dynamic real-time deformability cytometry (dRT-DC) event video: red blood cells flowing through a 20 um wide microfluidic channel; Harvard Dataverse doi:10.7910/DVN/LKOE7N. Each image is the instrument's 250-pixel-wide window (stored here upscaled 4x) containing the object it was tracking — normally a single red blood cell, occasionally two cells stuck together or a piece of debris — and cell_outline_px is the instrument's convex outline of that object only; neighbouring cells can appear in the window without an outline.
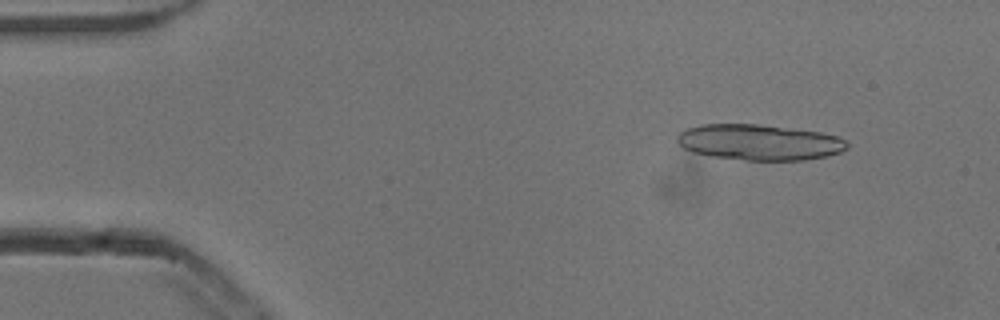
{"species": "common noctule bat (a hibernating species)", "species_latin": "Nyctalus noctula", "temperature_condition": "cold", "stored_images_in_passage": 35, "camera_frame_rate_fps": 3000, "um_per_image_px": 0.085, "animal": {"sex": "male", "body_mass_g": 13.3}, "frame": {"image": 1, "passage_image": 5, "time_ms": 1.333, "image_size_px": [1000, 320], "cell_outline_px": [[848, 148], [840, 152], [824, 156], [804, 160], [744, 160], [712, 156], [692, 152], [684, 148], [676, 140], [676, 136], [680, 132], [688, 128], [700, 124], [756, 124], [820, 132], [836, 136], [844, 140], [848, 144]], "centroid_in_image_um": [64.5, 12.09], "position_along_channel_um": 20.5, "area_um2": 35.2}}
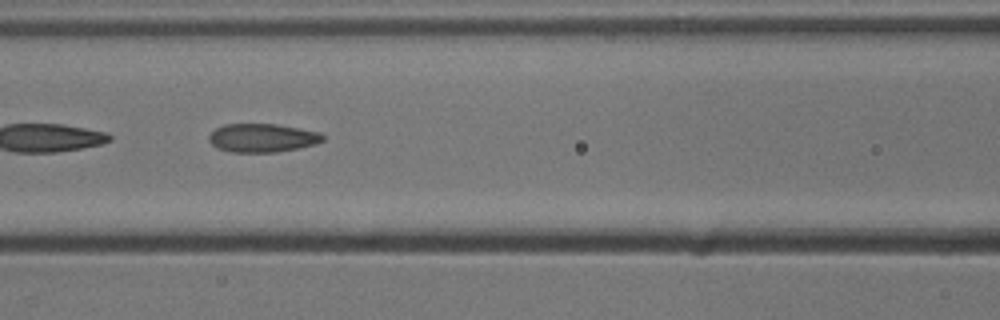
{"frame": {"image": 2, "passage_image": 22, "time_ms": 7.0, "image_size_px": [1000, 320], "cell_outline_px": [[324, 140], [316, 144], [300, 148], [276, 152], [232, 152], [220, 148], [212, 144], [208, 140], [208, 136], [216, 128], [224, 124], [276, 124], [320, 132], [324, 136]], "centroid_in_image_um": [22.32, 11.72], "position_along_channel_um": 144.3, "area_um2": 18.9}}
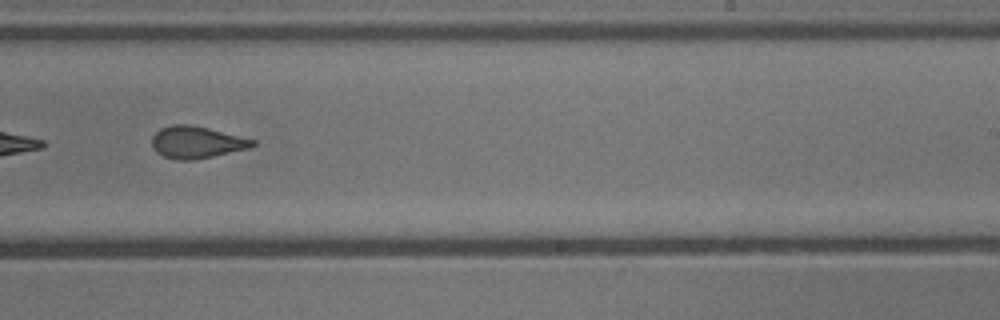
{"frame": {"image": 3, "passage_image": 32, "time_ms": 10.333, "image_size_px": [1000, 320], "cell_outline_px": [[256, 144], [248, 148], [212, 156], [192, 160], [176, 160], [164, 156], [156, 152], [152, 148], [152, 136], [160, 128], [172, 124], [188, 124], [208, 128], [256, 140]], "centroid_in_image_um": [16.67, 12.08], "position_along_channel_um": 272.3, "area_um2": 18.67}}